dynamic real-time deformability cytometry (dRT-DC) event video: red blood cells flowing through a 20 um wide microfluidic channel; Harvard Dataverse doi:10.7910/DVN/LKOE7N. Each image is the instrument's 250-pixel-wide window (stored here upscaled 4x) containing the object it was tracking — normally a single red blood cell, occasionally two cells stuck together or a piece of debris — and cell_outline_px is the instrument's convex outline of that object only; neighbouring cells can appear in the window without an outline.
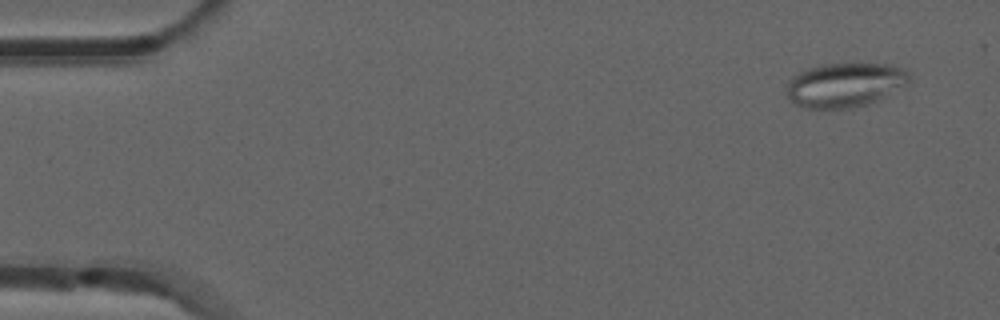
{"species": "common noctule bat (a hibernating species)", "species_latin": "Nyctalus noctula", "temperature_condition": "room temperature", "stored_images_in_passage": 37, "camera_frame_rate_fps": 3000, "um_per_image_px": 0.085, "animal": {"sex": "male", "forearm_length_mm": 52.5}, "frame": {"image": 1, "passage_image": 1, "time_ms": 0.0, "image_size_px": [1000, 320], "cell_outline_px": [[908, 84], [868, 104], [856, 108], [804, 108], [796, 104], [788, 96], [788, 80], [792, 76], [808, 68], [820, 64], [892, 64], [904, 68], [908, 72]], "centroid_in_image_um": [71.82, 7.21], "position_along_channel_um": 13.2, "area_um2": 31.5}}
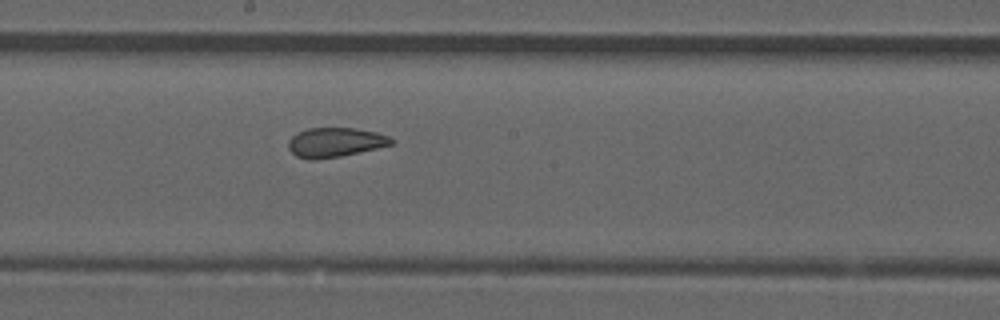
{"frame": {"image": 2, "passage_image": 26, "time_ms": 8.333, "image_size_px": [1000, 320], "cell_outline_px": [[396, 140], [392, 144], [376, 148], [340, 156], [312, 160], [308, 160], [296, 156], [288, 148], [288, 140], [292, 136], [308, 128], [356, 128], [376, 132], [388, 136]], "centroid_in_image_um": [28.48, 12.1], "position_along_channel_um": 219.7, "area_um2": 17.57}}
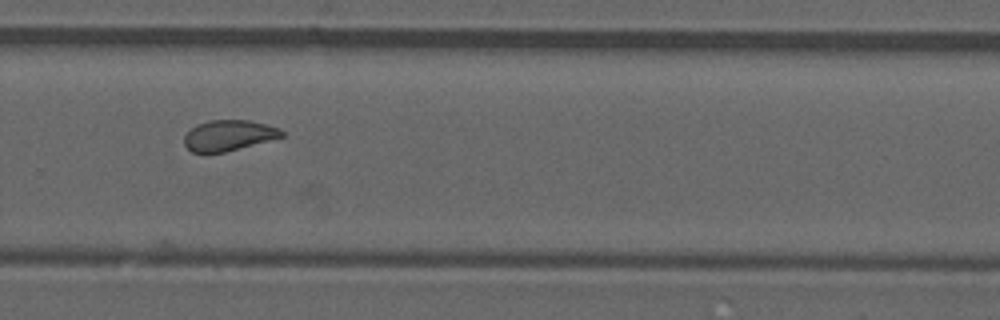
{"frame": {"image": 3, "passage_image": 33, "time_ms": 10.667, "image_size_px": [1000, 320], "cell_outline_px": [[284, 136], [224, 152], [192, 152], [184, 144], [184, 136], [196, 124], [208, 120], [248, 120], [280, 128], [284, 132]], "centroid_in_image_um": [19.42, 11.5], "position_along_channel_um": 310.4, "area_um2": 17.17}}